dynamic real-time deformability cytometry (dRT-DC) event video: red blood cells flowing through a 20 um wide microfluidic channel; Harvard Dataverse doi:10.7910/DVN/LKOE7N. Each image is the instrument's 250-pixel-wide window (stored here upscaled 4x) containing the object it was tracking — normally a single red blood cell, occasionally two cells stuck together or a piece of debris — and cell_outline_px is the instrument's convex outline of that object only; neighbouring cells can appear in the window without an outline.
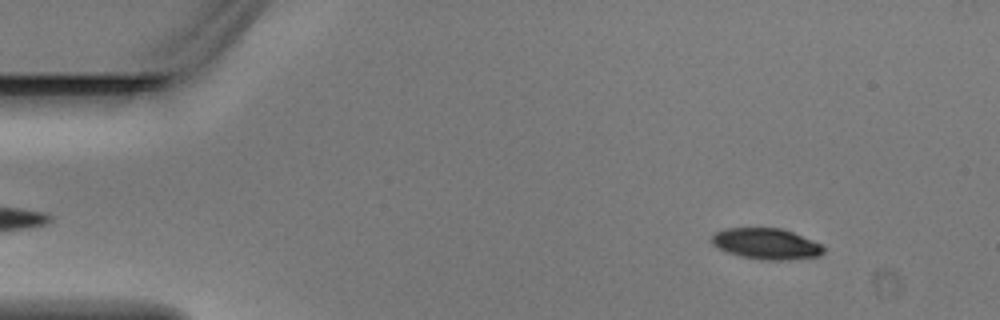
{"species": "Egyptian fruit bat (a non-hibernating species)", "species_latin": "Rousettus aegyptiacus", "temperature_condition": "warm", "stored_images_in_passage": 2, "segment_of_instrument_passage": [2, 2], "camera_frame_rate_fps": 3000, "um_per_image_px": 0.085, "animal": {"sex": "male"}, "frame": {"image": 1, "passage_image": 2, "time_ms": 0.333, "image_size_px": [1000, 320], "cell_outline_px": [[824, 252], [820, 256], [788, 260], [764, 260], [740, 256], [728, 252], [712, 244], [712, 236], [716, 232], [724, 228], [780, 228], [792, 232], [812, 240], [820, 244], [824, 248]], "centroid_in_image_um": [65.14, 20.72], "position_along_channel_um": 19.9, "area_um2": 20.06}}